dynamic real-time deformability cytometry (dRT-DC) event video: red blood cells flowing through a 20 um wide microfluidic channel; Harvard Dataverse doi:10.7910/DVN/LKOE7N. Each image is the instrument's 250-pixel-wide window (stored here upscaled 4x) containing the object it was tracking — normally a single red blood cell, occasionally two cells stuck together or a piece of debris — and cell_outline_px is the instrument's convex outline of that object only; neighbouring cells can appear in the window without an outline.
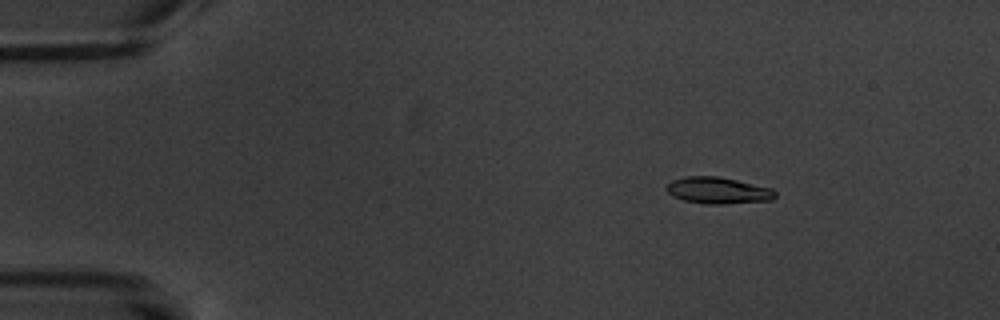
{"species": "common noctule bat (a hibernating species)", "species_latin": "Nyctalus noctula", "temperature_condition": "warm", "stored_images_in_passage": 6, "camera_frame_rate_fps": 3000, "um_per_image_px": 0.085, "animal": {"sex": "male", "body_mass_g": 20.1, "forearm_length_mm": 53.5}, "frame": {"image": 1, "passage_image": 3, "time_ms": 2.667, "image_size_px": [1000, 320], "cell_outline_px": [[776, 196], [772, 200], [724, 204], [704, 204], [684, 200], [672, 196], [664, 188], [672, 180], [688, 176], [720, 176], [772, 188], [776, 192]], "centroid_in_image_um": [61.03, 16.19], "position_along_channel_um": 24.0, "area_um2": 16.94}}
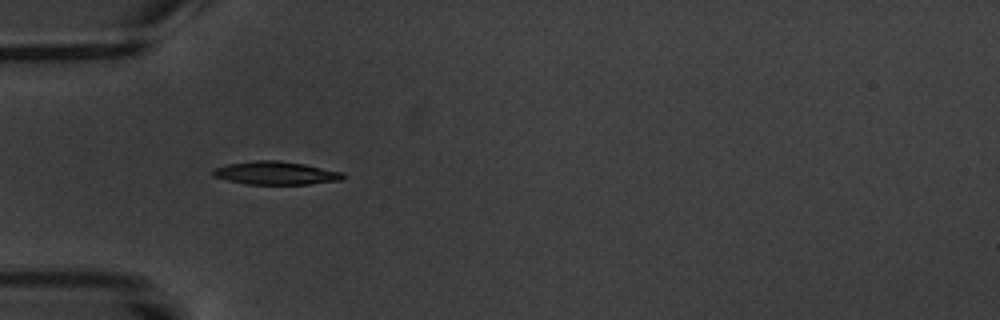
{"frame": {"image": 2, "passage_image": 6, "time_ms": 6.0, "image_size_px": [1000, 320], "cell_outline_px": [[344, 176], [340, 180], [308, 184], [248, 184], [228, 180], [212, 176], [212, 168], [228, 164], [256, 160], [276, 160], [304, 164], [344, 172]], "centroid_in_image_um": [23.41, 14.7], "position_along_channel_um": 61.6, "area_um2": 17.46}}